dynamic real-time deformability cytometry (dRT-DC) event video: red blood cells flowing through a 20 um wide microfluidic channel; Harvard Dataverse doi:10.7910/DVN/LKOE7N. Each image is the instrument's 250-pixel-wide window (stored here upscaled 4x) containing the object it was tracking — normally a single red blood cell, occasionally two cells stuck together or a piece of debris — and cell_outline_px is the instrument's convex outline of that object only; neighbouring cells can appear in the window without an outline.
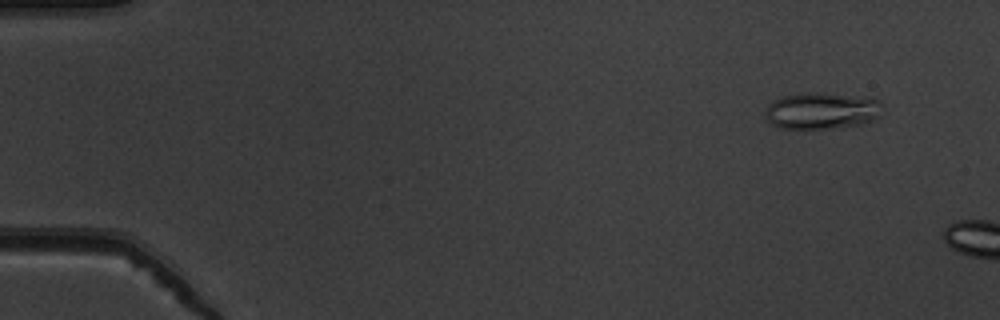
{"species": "common noctule bat (a hibernating species)", "species_latin": "Nyctalus noctula", "temperature_condition": "warm", "stored_images_in_passage": 14, "camera_frame_rate_fps": 3000, "um_per_image_px": 0.085, "animal": {"sex": "male", "body_mass_g": 19.5, "forearm_length_mm": 54.6}, "frame": {"image": 1, "passage_image": 3, "time_ms": 0.667, "image_size_px": [1000, 320], "cell_outline_px": [[880, 116], [872, 120], [860, 124], [844, 128], [780, 128], [772, 124], [764, 116], [764, 112], [768, 104], [772, 100], [784, 96], [800, 92], [816, 92], [872, 96], [880, 100]], "centroid_in_image_um": [69.86, 9.39], "position_along_channel_um": 15.1, "area_um2": 25.61}}